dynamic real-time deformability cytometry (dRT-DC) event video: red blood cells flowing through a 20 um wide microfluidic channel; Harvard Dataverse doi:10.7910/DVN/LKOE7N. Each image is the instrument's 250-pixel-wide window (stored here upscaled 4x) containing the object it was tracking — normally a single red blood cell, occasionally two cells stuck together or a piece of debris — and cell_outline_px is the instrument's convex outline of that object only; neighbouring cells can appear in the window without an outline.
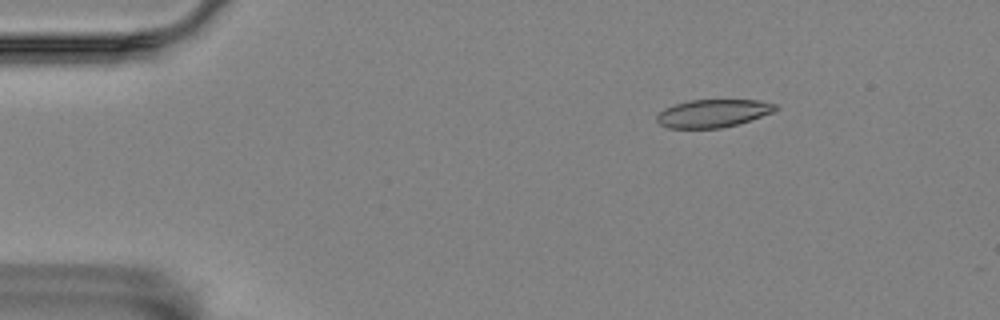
{"species": "Egyptian fruit bat (a non-hibernating species)", "species_latin": "Rousettus aegyptiacus", "temperature_condition": "room temperature", "stored_images_in_passage": 49, "camera_frame_rate_fps": 3000, "um_per_image_px": 0.085, "animal": {"sex": "female"}, "frame": {"image": 1, "passage_image": 1, "time_ms": 0.0, "image_size_px": [1000, 320], "cell_outline_px": [[780, 108], [772, 112], [736, 124], [720, 128], [668, 128], [660, 124], [656, 120], [656, 116], [664, 108], [676, 104], [692, 100], [760, 100], [776, 104]], "centroid_in_image_um": [60.59, 9.63], "position_along_channel_um": 24.4, "area_um2": 19.07}}
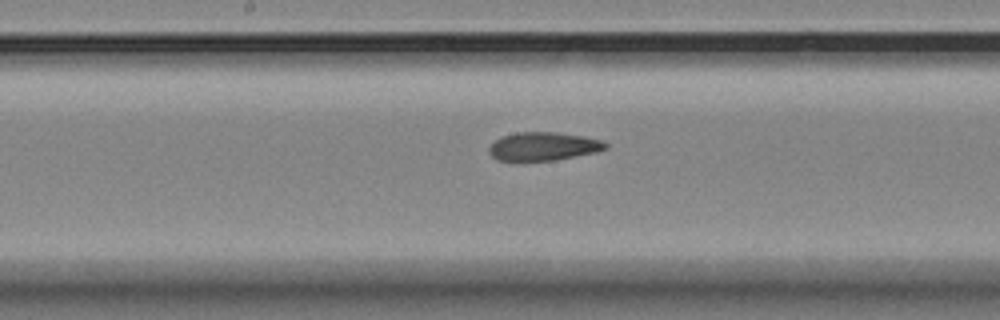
{"frame": {"image": 2, "passage_image": 22, "time_ms": 7.0, "image_size_px": [1000, 320], "cell_outline_px": [[608, 148], [596, 152], [556, 160], [496, 160], [488, 152], [488, 148], [500, 136], [516, 132], [556, 132], [584, 136], [600, 140], [608, 144]], "centroid_in_image_um": [46.18, 12.43], "position_along_channel_um": 202.0, "area_um2": 19.25}}
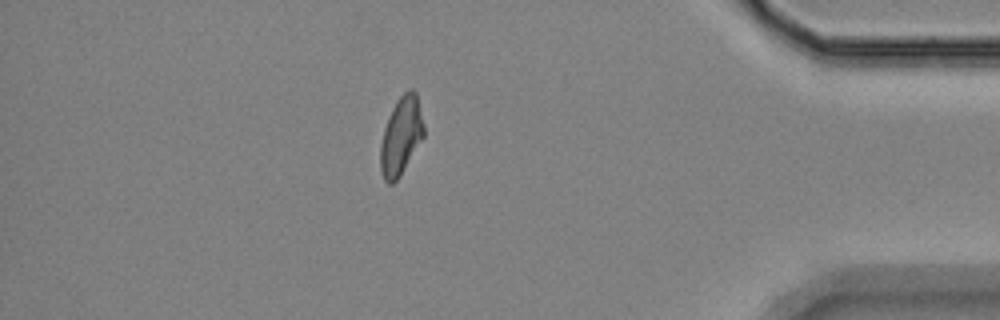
{"frame": {"image": 3, "passage_image": 42, "time_ms": 13.667, "image_size_px": [1000, 320], "cell_outline_px": [[424, 136], [400, 176], [392, 184], [388, 184], [384, 180], [380, 172], [380, 144], [384, 128], [388, 116], [396, 100], [408, 88], [412, 88], [416, 92], [424, 124]], "centroid_in_image_um": [34.08, 11.55], "position_along_channel_um": 401.1, "area_um2": 19.88}, "authors_computed_cell_mechanics": {"area_um2": 19.8832, "velocity_mm_per_s": 3.5299, "shape_relaxation_time_tau1_ms": null, "shape_relaxation_time_tau2_ms": 2.2521, "deformation_change_tau1": null, "deformation_change_tau2": 0.0898}}